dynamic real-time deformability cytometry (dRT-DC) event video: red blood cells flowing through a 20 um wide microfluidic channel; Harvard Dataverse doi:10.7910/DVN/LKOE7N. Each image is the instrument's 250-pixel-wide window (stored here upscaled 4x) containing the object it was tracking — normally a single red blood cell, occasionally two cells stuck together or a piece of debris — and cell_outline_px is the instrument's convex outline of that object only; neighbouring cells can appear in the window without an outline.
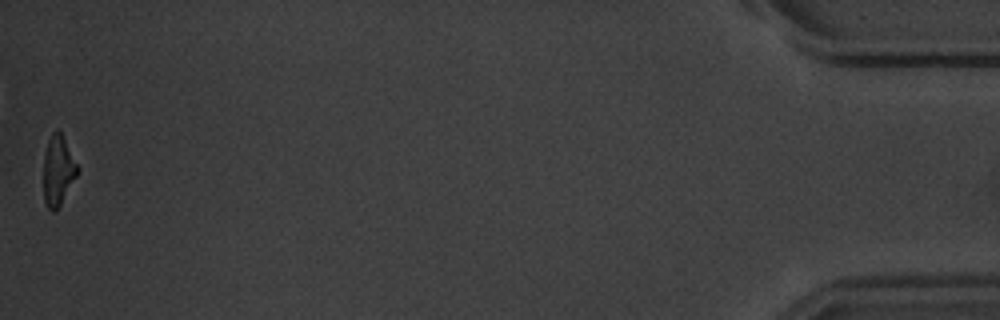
{"species": "common noctule bat (a hibernating species)", "species_latin": "Nyctalus noctula", "temperature_condition": "warm", "stored_images_in_passage": 41, "camera_frame_rate_fps": 3000, "um_per_image_px": 0.085, "animal": {"sex": "male", "body_mass_g": 20.1, "forearm_length_mm": 53.5}, "frame": {"image": 1, "passage_image": 41, "time_ms": 13.333, "image_size_px": [1000, 320], "cell_outline_px": [[80, 168], [76, 176], [60, 204], [52, 212], [48, 208], [44, 200], [44, 156], [48, 140], [52, 132], [56, 128], [60, 132]], "centroid_in_image_um": [4.93, 14.46], "position_along_channel_um": 430.3, "area_um2": 13.53}, "authors_computed_cell_mechanics": {"area_um2": 15.028, "velocity_mm_per_s": 3.5192, "shape_relaxation_time_tau1_ms": 4.3571, "shape_relaxation_time_tau2_ms": null, "deformation_change_tau1": 0.17, "deformation_change_tau2": null}}